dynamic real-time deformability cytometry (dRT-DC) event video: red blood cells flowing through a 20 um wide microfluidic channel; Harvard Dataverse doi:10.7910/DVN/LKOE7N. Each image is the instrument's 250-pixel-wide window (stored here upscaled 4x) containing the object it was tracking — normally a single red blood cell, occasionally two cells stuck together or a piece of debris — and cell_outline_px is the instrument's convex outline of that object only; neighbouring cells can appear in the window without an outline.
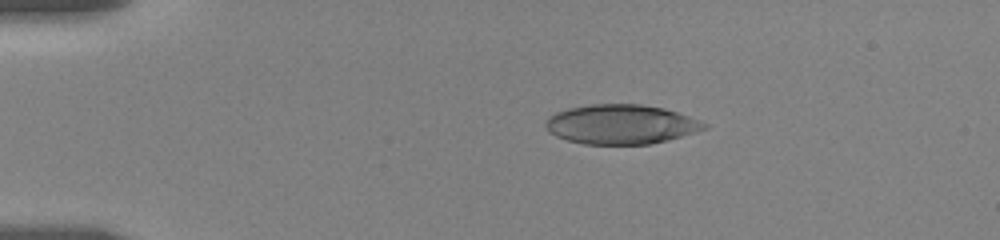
{"species": "human", "species_latin": "Homo sapiens", "temperature_condition": "room temperature", "stored_images_in_passage": 9, "camera_frame_rate_fps": 3000, "um_per_image_px": 0.085, "donor": {"sex": "female"}, "frame": {"image": 1, "passage_image": 2, "time_ms": 1.0, "image_size_px": [1000, 240], "cell_outline_px": [[708, 128], [668, 140], [648, 144], [584, 144], [568, 140], [556, 136], [548, 132], [544, 124], [548, 116], [556, 112], [568, 108], [592, 104], [640, 104], [664, 108], [688, 116], [708, 124]], "centroid_in_image_um": [52.76, 10.56], "position_along_channel_um": 32.2, "area_um2": 36.47}}
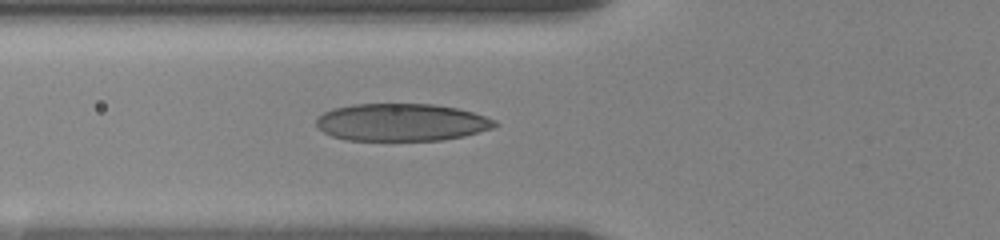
{"frame": {"image": 2, "passage_image": 6, "time_ms": 4.333, "image_size_px": [1000, 240], "cell_outline_px": [[500, 124], [492, 128], [464, 136], [444, 140], [344, 140], [332, 136], [324, 132], [316, 124], [316, 120], [324, 112], [332, 108], [352, 104], [432, 104], [456, 108], [472, 112], [496, 120]], "centroid_in_image_um": [34.13, 10.39], "position_along_channel_um": 91.7, "area_um2": 38.96}}
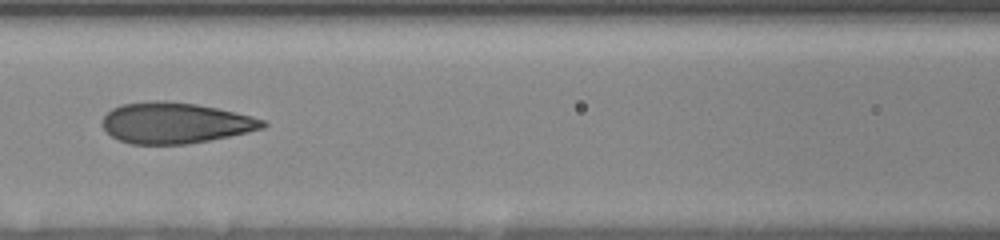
{"frame": {"image": 3, "passage_image": 8, "time_ms": 6.0, "image_size_px": [1000, 240], "cell_outline_px": [[268, 124], [264, 128], [228, 136], [208, 140], [184, 144], [132, 144], [120, 140], [112, 136], [100, 124], [104, 116], [112, 108], [120, 104], [156, 100], [164, 100], [196, 104], [236, 112], [252, 116], [264, 120]], "centroid_in_image_um": [14.87, 10.44], "position_along_channel_um": 151.7, "area_um2": 38.09}}